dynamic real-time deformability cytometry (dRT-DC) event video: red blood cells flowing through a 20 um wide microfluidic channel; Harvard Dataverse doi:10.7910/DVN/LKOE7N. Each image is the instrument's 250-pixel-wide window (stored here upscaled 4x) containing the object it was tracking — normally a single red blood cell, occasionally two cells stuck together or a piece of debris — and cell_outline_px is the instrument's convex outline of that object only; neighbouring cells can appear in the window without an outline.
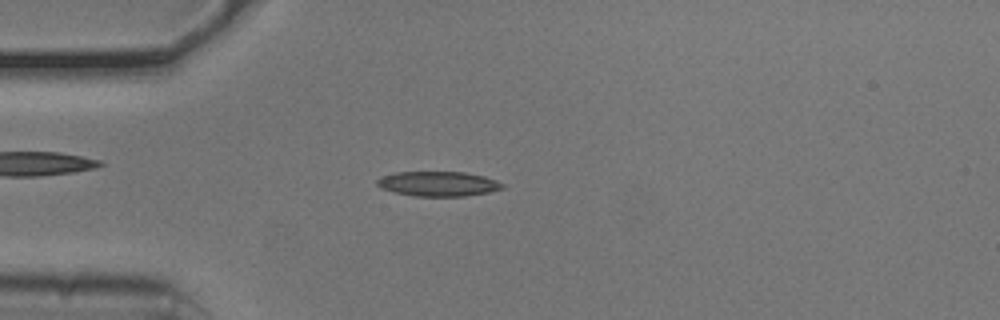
{"species": "common noctule bat (a hibernating species)", "species_latin": "Nyctalus noctula", "temperature_condition": "cold", "stored_images_in_passage": 44, "camera_frame_rate_fps": 3000, "um_per_image_px": 0.085, "animal": {"sex": "male", "body_mass_g": 20.5, "forearm_length_mm": 52.5}, "frame": {"image": 1, "passage_image": 5, "time_ms": 1.333, "image_size_px": [1000, 320], "cell_outline_px": [[504, 188], [488, 192], [464, 196], [412, 196], [380, 188], [376, 184], [376, 180], [384, 176], [396, 172], [464, 172], [484, 176], [496, 180], [504, 184]], "centroid_in_image_um": [37.25, 15.62], "position_along_channel_um": 47.7, "area_um2": 18.03}}
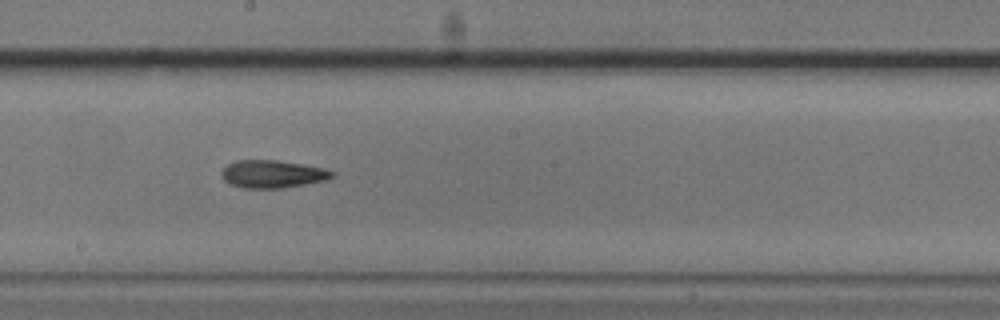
{"frame": {"image": 2, "passage_image": 20, "time_ms": 6.333, "image_size_px": [1000, 320], "cell_outline_px": [[336, 176], [324, 180], [304, 184], [280, 188], [244, 188], [228, 184], [220, 176], [220, 172], [228, 164], [236, 160], [276, 160], [324, 168], [336, 172]], "centroid_in_image_um": [23.13, 14.79], "position_along_channel_um": 225.1, "area_um2": 17.86}}
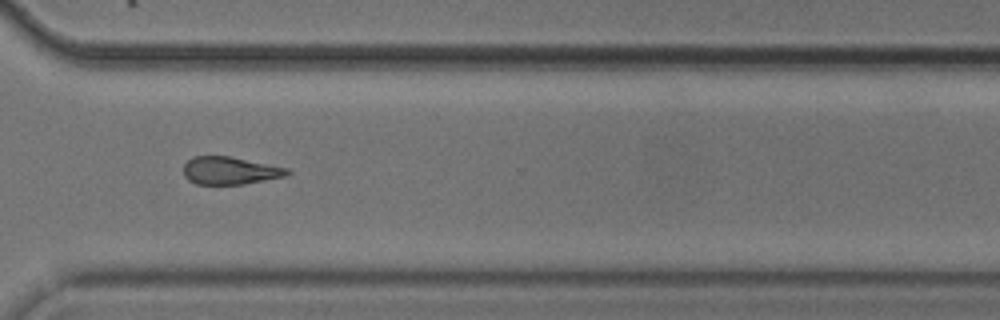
{"frame": {"image": 3, "passage_image": 30, "time_ms": 9.667, "image_size_px": [1000, 320], "cell_outline_px": [[292, 172], [284, 176], [244, 184], [196, 184], [188, 180], [184, 176], [184, 164], [192, 156], [232, 156], [288, 168]], "centroid_in_image_um": [19.53, 14.49], "position_along_channel_um": 351.1, "area_um2": 16.76}, "authors_computed_cell_mechanics": {"area_um2": 17.5134, "velocity_mm_per_s": 3.8068, "shape_relaxation_time_tau1_ms": 4.5466, "shape_relaxation_time_tau2_ms": 10.2324, "deformation_change_tau1": 0.136, "deformation_change_tau2": 0.231}}